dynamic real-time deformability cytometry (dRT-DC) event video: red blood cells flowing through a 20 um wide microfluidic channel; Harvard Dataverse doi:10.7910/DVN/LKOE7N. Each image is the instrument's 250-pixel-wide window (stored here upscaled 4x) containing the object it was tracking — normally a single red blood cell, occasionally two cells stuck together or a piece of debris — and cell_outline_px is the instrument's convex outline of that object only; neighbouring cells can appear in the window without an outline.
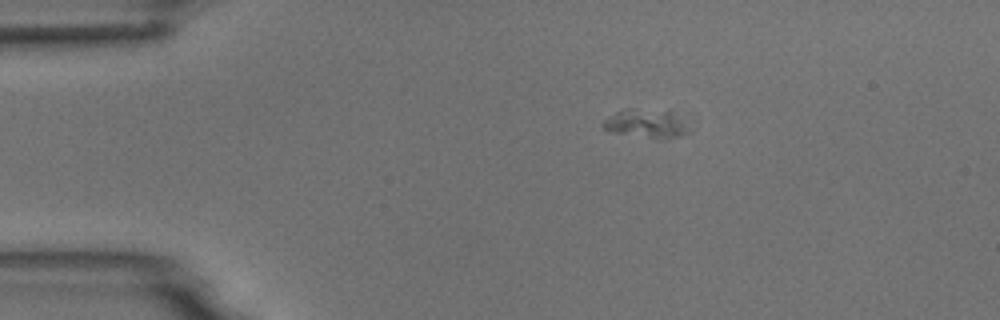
{"species": "common noctule bat (a hibernating species)", "species_latin": "Nyctalus noctula", "temperature_condition": "room temperature", "stored_images_in_passage": 3, "segment_of_instrument_passage": [2, 2], "camera_frame_rate_fps": 3000, "um_per_image_px": 0.085, "animal": {"sex": "male", "body_mass_g": 18.8}, "frame": {"image": 1, "passage_image": 3, "time_ms": 2.333, "image_size_px": [1000, 320], "cell_outline_px": [[692, 132], [680, 136], [664, 140], [608, 132], [600, 124], [604, 120], [616, 112], [628, 108], [632, 108], [672, 112], [692, 128]], "centroid_in_image_um": [54.95, 10.54], "position_along_channel_um": 30.0, "area_um2": 14.62}}